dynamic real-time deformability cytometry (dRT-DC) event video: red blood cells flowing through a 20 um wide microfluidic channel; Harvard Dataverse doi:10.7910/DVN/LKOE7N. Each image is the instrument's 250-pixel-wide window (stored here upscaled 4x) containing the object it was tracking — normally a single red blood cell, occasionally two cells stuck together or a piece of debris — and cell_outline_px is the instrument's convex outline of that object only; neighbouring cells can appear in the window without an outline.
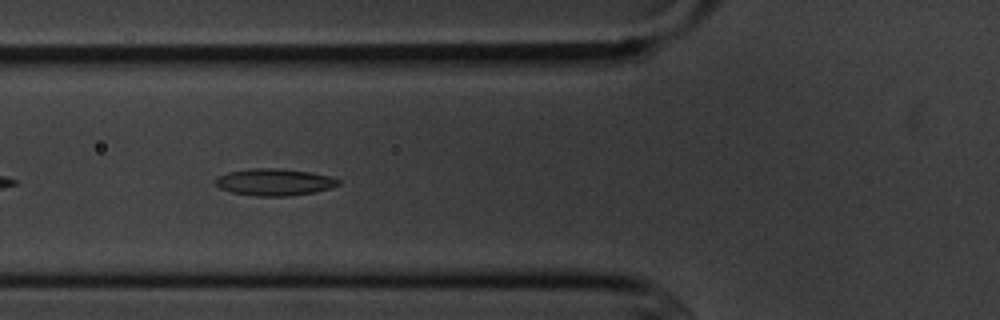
{"species": "common noctule bat (a hibernating species)", "species_latin": "Nyctalus noctula", "temperature_condition": "cold", "stored_images_in_passage": 7, "camera_frame_rate_fps": 3000, "um_per_image_px": 0.085, "animal": {"sex": "male", "body_mass_g": 20.1, "forearm_length_mm": 53.5}, "frame": {"image": 1, "passage_image": 5, "time_ms": 4.333, "image_size_px": [1000, 320], "cell_outline_px": [[340, 184], [332, 188], [312, 192], [288, 196], [256, 196], [232, 192], [220, 188], [212, 184], [212, 180], [216, 176], [228, 172], [248, 168], [280, 168], [312, 172], [328, 176], [340, 180]], "centroid_in_image_um": [23.26, 15.46], "position_along_channel_um": 102.5, "area_um2": 19.54}}
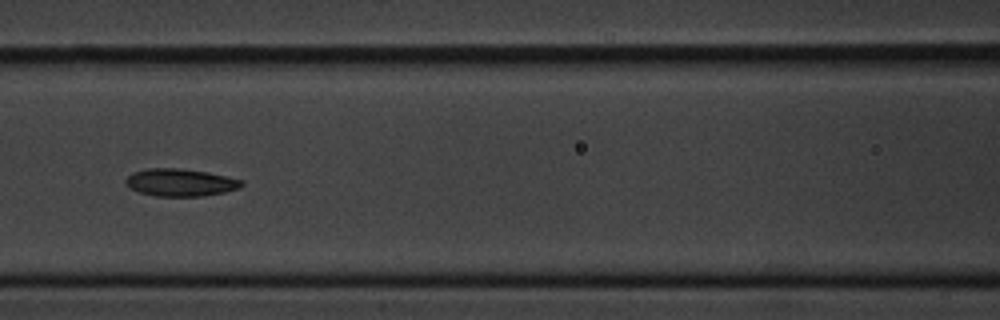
{"frame": {"image": 2, "passage_image": 6, "time_ms": 5.667, "image_size_px": [1000, 320], "cell_outline_px": [[244, 184], [240, 188], [224, 192], [204, 196], [156, 196], [140, 192], [128, 188], [124, 184], [124, 180], [132, 172], [148, 168], [180, 168], [208, 172], [244, 180]], "centroid_in_image_um": [15.32, 15.5], "position_along_channel_um": 151.3, "area_um2": 18.79}}
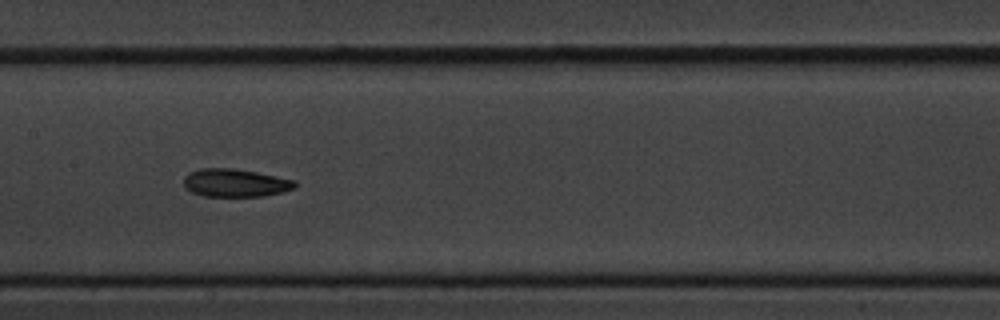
{"frame": {"image": 3, "passage_image": 7, "time_ms": 6.667, "image_size_px": [1000, 320], "cell_outline_px": [[296, 188], [264, 196], [204, 196], [192, 192], [184, 188], [184, 176], [188, 172], [200, 168], [232, 168], [256, 172], [296, 180]], "centroid_in_image_um": [19.97, 15.54], "position_along_channel_um": 187.4, "area_um2": 18.21}}